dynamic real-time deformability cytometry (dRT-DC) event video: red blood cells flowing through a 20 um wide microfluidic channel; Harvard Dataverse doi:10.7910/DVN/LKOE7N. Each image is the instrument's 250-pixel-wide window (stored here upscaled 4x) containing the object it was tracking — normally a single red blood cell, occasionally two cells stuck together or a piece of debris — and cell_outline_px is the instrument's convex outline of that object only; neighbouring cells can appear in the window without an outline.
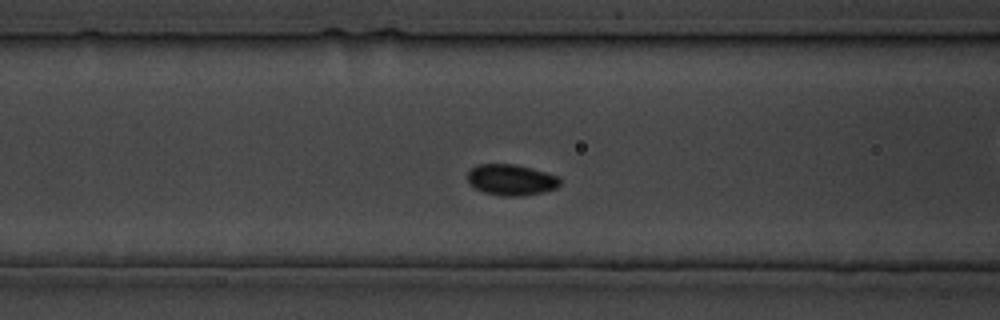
{"species": "common noctule bat (a hibernating species)", "species_latin": "Nyctalus noctula", "temperature_condition": "cold", "stored_images_in_passage": 26, "camera_frame_rate_fps": 3000, "um_per_image_px": 0.085, "animal": {"sex": "male", "body_mass_g": 19.5, "forearm_length_mm": 54.6}, "frame": {"image": 1, "passage_image": 8, "time_ms": 8.0, "image_size_px": [1000, 320], "cell_outline_px": [[560, 184], [556, 188], [544, 192], [520, 196], [504, 196], [484, 192], [476, 188], [468, 180], [468, 172], [476, 164], [516, 164], [532, 168], [556, 176], [560, 180]], "centroid_in_image_um": [43.45, 15.28], "position_along_channel_um": 123.1, "area_um2": 16.53}}